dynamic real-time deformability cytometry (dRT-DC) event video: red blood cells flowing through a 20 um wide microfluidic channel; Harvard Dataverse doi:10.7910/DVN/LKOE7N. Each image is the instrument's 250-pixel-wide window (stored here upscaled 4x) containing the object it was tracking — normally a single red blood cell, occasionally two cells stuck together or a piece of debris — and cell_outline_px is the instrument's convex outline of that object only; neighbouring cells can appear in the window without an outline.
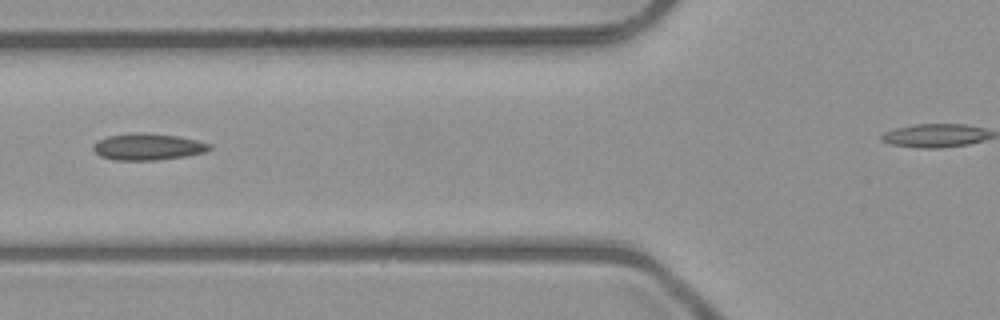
{"species": "common noctule bat (a hibernating species)", "species_latin": "Nyctalus noctula", "temperature_condition": "room temperature", "stored_images_in_passage": 6, "camera_frame_rate_fps": 3000, "um_per_image_px": 0.085, "animal": {"sex": "male", "body_mass_g": 23.1, "forearm_length_mm": 52.7}, "frame": {"image": 1, "passage_image": 6, "time_ms": 6.667, "image_size_px": [1000, 320], "cell_outline_px": [[212, 148], [204, 152], [184, 156], [156, 160], [112, 160], [100, 156], [92, 148], [92, 144], [96, 140], [108, 136], [132, 132], [136, 132], [180, 136], [212, 144]], "centroid_in_image_um": [12.53, 12.47], "position_along_channel_um": 113.3, "area_um2": 18.15}}